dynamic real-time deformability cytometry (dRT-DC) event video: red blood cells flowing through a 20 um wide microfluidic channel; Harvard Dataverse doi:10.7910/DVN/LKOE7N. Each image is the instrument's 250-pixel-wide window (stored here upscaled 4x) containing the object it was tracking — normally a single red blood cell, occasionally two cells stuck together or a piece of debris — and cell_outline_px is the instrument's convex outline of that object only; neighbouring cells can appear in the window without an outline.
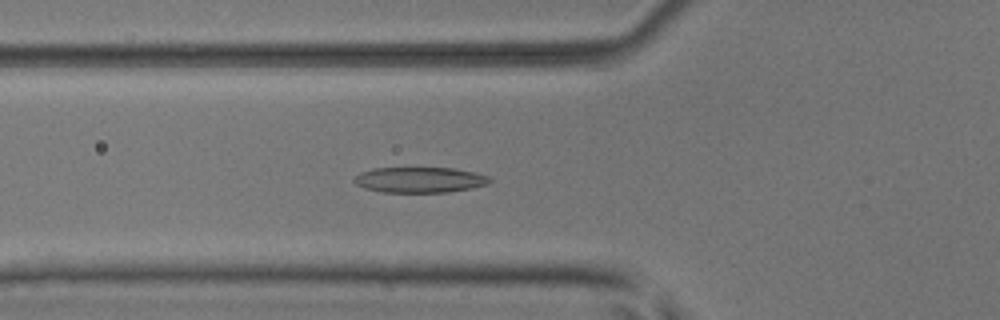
{"species": "common noctule bat (a hibernating species)", "species_latin": "Nyctalus noctula", "temperature_condition": "room temperature", "stored_images_in_passage": 42, "camera_frame_rate_fps": 3000, "um_per_image_px": 0.085, "animal": {"sex": "male", "body_mass_g": 17.9, "forearm_length_mm": 54.2}, "frame": {"image": 1, "passage_image": 9, "time_ms": 2.667, "image_size_px": [1000, 320], "cell_outline_px": [[492, 180], [488, 184], [472, 188], [448, 192], [380, 192], [364, 188], [356, 184], [352, 180], [360, 172], [372, 168], [452, 168], [476, 172], [488, 176]], "centroid_in_image_um": [35.67, 15.28], "position_along_channel_um": 90.1, "area_um2": 20.29}}
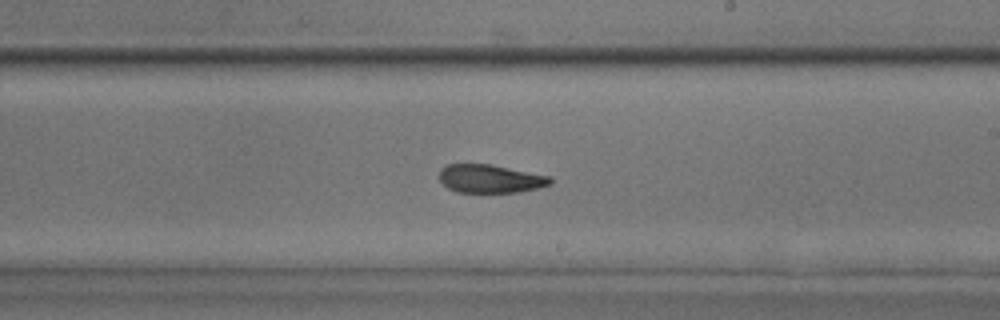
{"frame": {"image": 2, "passage_image": 21, "time_ms": 6.667, "image_size_px": [1000, 320], "cell_outline_px": [[552, 184], [520, 192], [456, 192], [448, 188], [440, 180], [440, 168], [448, 164], [492, 164], [552, 176]], "centroid_in_image_um": [41.7, 15.18], "position_along_channel_um": 247.3, "area_um2": 18.44}}
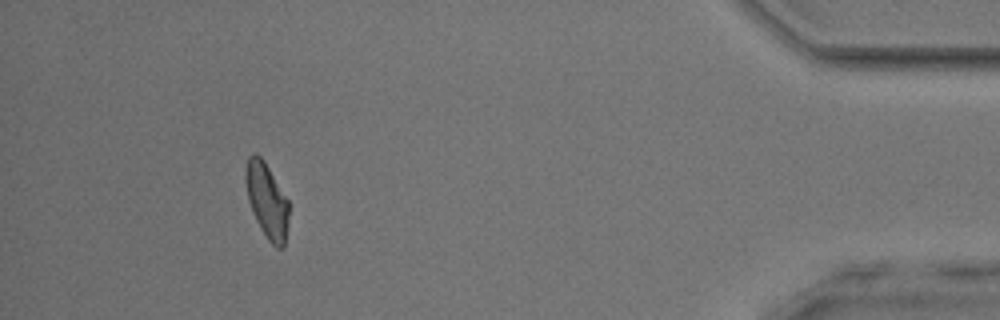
{"frame": {"image": 3, "passage_image": 38, "time_ms": 12.333, "image_size_px": [1000, 320], "cell_outline_px": [[288, 224], [284, 248], [276, 248], [268, 240], [260, 228], [252, 212], [248, 200], [244, 180], [244, 172], [248, 156], [252, 152], [256, 152], [264, 160], [288, 200]], "centroid_in_image_um": [22.66, 17.02], "position_along_channel_um": 412.5, "area_um2": 19.13}, "authors_computed_cell_mechanics": {"area_um2": 19.7098, "velocity_mm_per_s": 3.9378, "shape_relaxation_time_tau1_ms": 5.462, "shape_relaxation_time_tau2_ms": 2.3997, "deformation_change_tau1": 0.1832, "deformation_change_tau2": 0.1056}}